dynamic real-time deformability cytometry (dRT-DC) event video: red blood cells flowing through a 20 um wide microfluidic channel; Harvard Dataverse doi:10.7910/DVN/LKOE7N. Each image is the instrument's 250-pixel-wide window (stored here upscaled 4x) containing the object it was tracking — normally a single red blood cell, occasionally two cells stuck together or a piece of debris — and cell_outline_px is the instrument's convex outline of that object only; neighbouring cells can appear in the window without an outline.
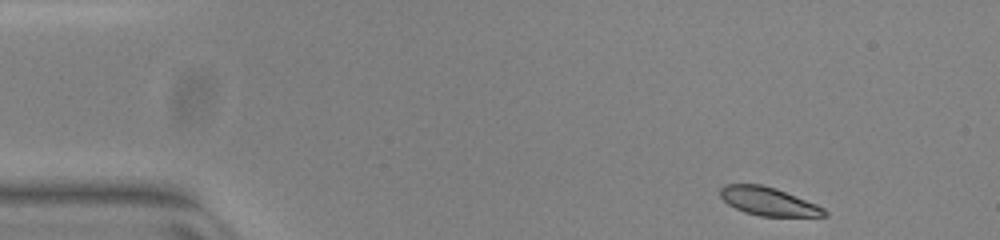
{"species": "common noctule bat (a hibernating species)", "species_latin": "Nyctalus noctula", "temperature_condition": "warm", "stored_images_in_passage": 47, "camera_frame_rate_fps": 3000, "um_per_image_px": 0.085, "animal": {"sex": "female", "body_mass_g": 23.0, "forearm_length_mm": 53.4}, "frame": {"image": 1, "passage_image": 1, "time_ms": 0.0, "image_size_px": [1000, 240], "cell_outline_px": [[828, 216], [760, 216], [744, 212], [728, 204], [720, 196], [720, 188], [724, 184], [760, 184], [776, 188], [816, 204], [824, 208], [828, 212]], "centroid_in_image_um": [65.31, 17.11], "position_along_channel_um": 19.7, "area_um2": 17.11}}
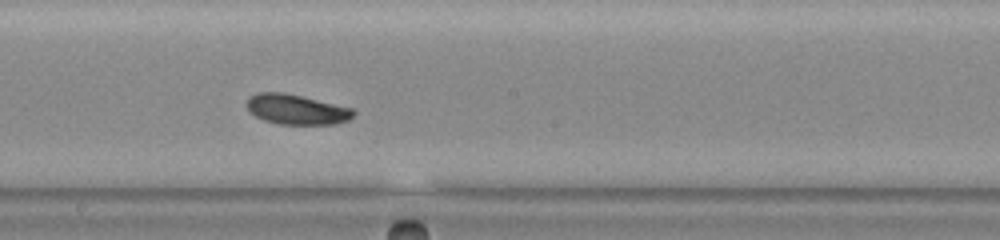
{"frame": {"image": 2, "passage_image": 24, "time_ms": 7.667, "image_size_px": [1000, 240], "cell_outline_px": [[356, 112], [348, 120], [336, 124], [280, 124], [264, 120], [256, 116], [248, 108], [248, 96], [260, 92], [280, 92], [300, 96], [352, 108]], "centroid_in_image_um": [25.21, 9.3], "position_along_channel_um": 223.0, "area_um2": 18.32}}
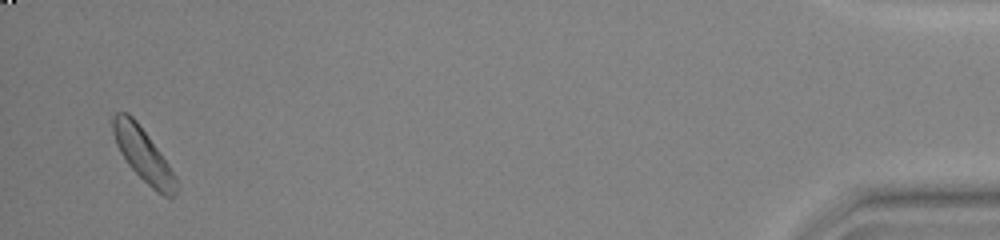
{"frame": {"image": 3, "passage_image": 46, "time_ms": 15.0, "image_size_px": [1000, 240], "cell_outline_px": [[176, 192], [172, 196], [164, 196], [156, 192], [128, 164], [120, 152], [116, 144], [112, 132], [112, 116], [116, 112], [128, 112], [136, 120], [160, 152], [176, 176]], "centroid_in_image_um": [12.14, 13.11], "position_along_channel_um": 423.1, "area_um2": 19.31}, "authors_computed_cell_mechanics": {"area_um2": 18.7272, "velocity_mm_per_s": 3.8968, "shape_relaxation_time_tau1_ms": 1.4755, "shape_relaxation_time_tau2_ms": 4.8141, "deformation_change_tau1": 0.0853, "deformation_change_tau2": 0.1134}}